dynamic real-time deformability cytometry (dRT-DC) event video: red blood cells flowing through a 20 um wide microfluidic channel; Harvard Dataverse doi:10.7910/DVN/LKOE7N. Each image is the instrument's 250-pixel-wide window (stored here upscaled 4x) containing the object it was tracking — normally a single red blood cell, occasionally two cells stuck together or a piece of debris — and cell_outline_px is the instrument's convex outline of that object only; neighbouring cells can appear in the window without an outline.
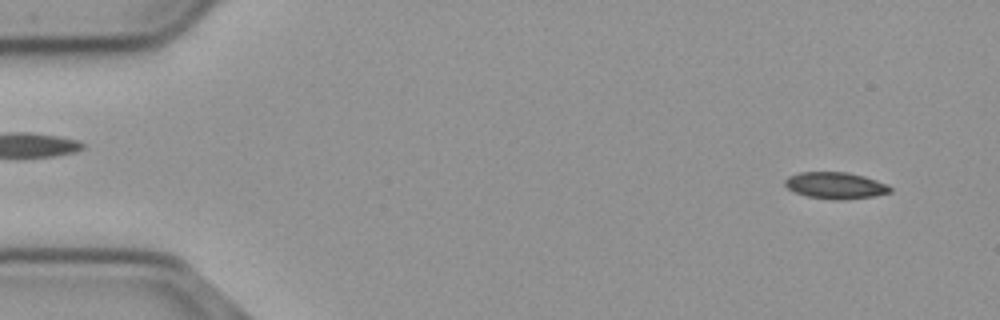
{"species": "common noctule bat (a hibernating species)", "species_latin": "Nyctalus noctula", "temperature_condition": "cold", "stored_images_in_passage": 53, "camera_frame_rate_fps": 3000, "um_per_image_px": 0.085, "animal": {"sex": "male", "body_mass_g": 23.1, "forearm_length_mm": 52.7}, "frame": {"image": 1, "passage_image": 2, "time_ms": 0.333, "image_size_px": [1000, 320], "cell_outline_px": [[892, 192], [872, 196], [840, 200], [836, 200], [808, 196], [796, 192], [788, 188], [784, 184], [784, 180], [788, 176], [800, 172], [848, 172], [864, 176], [876, 180], [892, 188]], "centroid_in_image_um": [71.0, 15.75], "position_along_channel_um": 14.0, "area_um2": 16.13}}
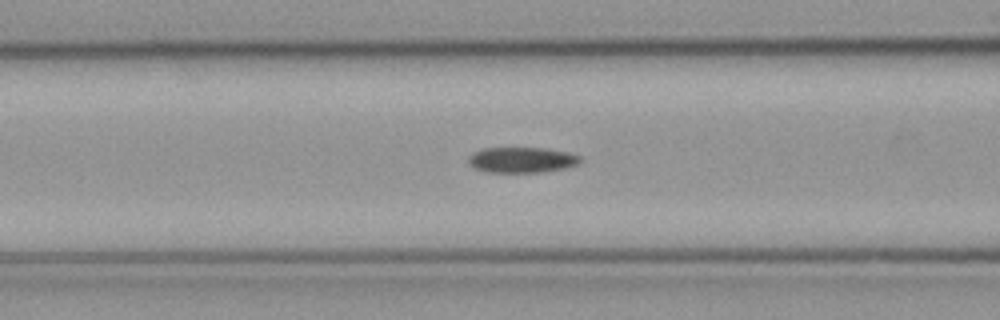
{"frame": {"image": 2, "passage_image": 20, "time_ms": 6.333, "image_size_px": [1000, 320], "cell_outline_px": [[584, 160], [580, 164], [564, 168], [540, 172], [488, 172], [476, 168], [468, 160], [468, 156], [472, 152], [484, 148], [544, 148], [568, 152], [580, 156]], "centroid_in_image_um": [44.4, 13.58], "position_along_channel_um": 122.2, "area_um2": 16.65}}
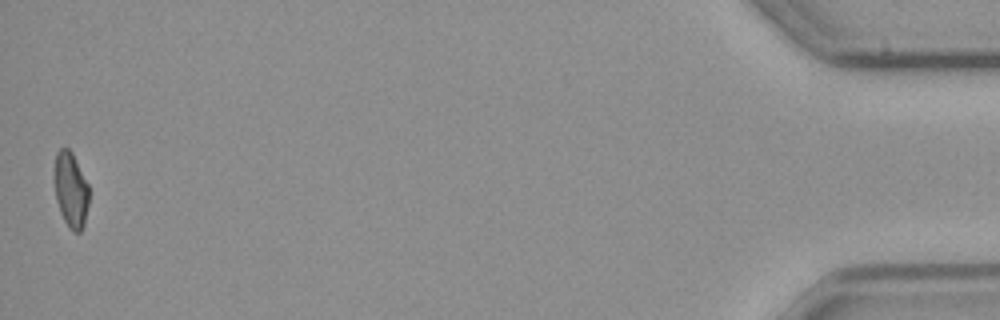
{"frame": {"image": 3, "passage_image": 53, "time_ms": 17.333, "image_size_px": [1000, 320], "cell_outline_px": [[88, 204], [84, 224], [80, 232], [72, 232], [68, 228], [60, 212], [56, 200], [56, 152], [60, 148], [68, 148], [72, 152], [88, 184]], "centroid_in_image_um": [6.04, 16.17], "position_along_channel_um": 429.2, "area_um2": 14.85}, "authors_computed_cell_mechanics": {"area_um2": 16.473, "velocity_mm_per_s": 3.7038, "shape_relaxation_time_tau1_ms": null, "shape_relaxation_time_tau2_ms": 9.1595, "deformation_change_tau1": null, "deformation_change_tau2": 0.1525}}